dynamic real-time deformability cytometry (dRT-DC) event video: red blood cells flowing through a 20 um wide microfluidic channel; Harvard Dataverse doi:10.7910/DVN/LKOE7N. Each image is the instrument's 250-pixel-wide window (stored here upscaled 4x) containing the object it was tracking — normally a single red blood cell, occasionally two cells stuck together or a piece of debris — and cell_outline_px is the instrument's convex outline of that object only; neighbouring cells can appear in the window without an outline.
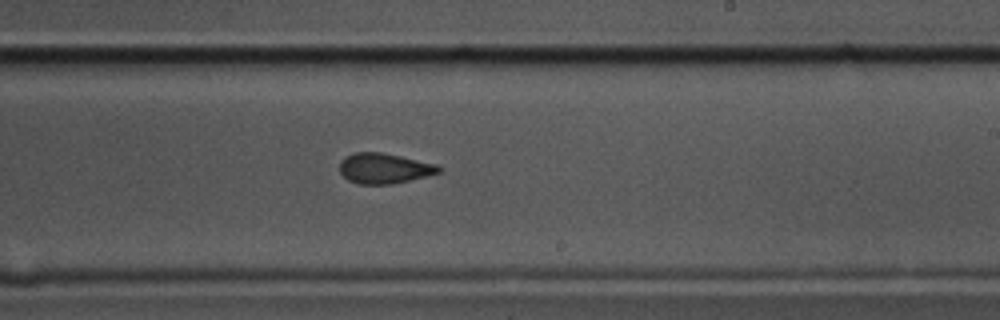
{"species": "common noctule bat (a hibernating species)", "species_latin": "Nyctalus noctula", "temperature_condition": "cold", "stored_images_in_passage": 27, "camera_frame_rate_fps": 3000, "um_per_image_px": 0.085, "animal": {"sex": "male", "body_mass_g": 17.5, "forearm_length_mm": 52.3}, "frame": {"image": 1, "passage_image": 23, "time_ms": 7.333, "image_size_px": [1000, 320], "cell_outline_px": [[440, 172], [392, 184], [360, 184], [348, 180], [340, 172], [340, 160], [352, 152], [380, 152], [400, 156], [436, 164], [440, 168]], "centroid_in_image_um": [32.6, 14.3], "position_along_channel_um": 256.4, "area_um2": 17.28}}